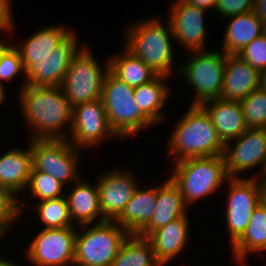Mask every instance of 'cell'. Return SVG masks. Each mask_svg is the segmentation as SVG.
<instances>
[{
  "mask_svg": "<svg viewBox=\"0 0 266 266\" xmlns=\"http://www.w3.org/2000/svg\"><path fill=\"white\" fill-rule=\"evenodd\" d=\"M18 93L19 108L32 131L29 140L68 139L73 107L61 86L24 85ZM67 127V128H66Z\"/></svg>",
  "mask_w": 266,
  "mask_h": 266,
  "instance_id": "cell-1",
  "label": "cell"
},
{
  "mask_svg": "<svg viewBox=\"0 0 266 266\" xmlns=\"http://www.w3.org/2000/svg\"><path fill=\"white\" fill-rule=\"evenodd\" d=\"M161 16L135 21L126 29L124 45L157 75L169 77L179 70L173 61V31L170 22L165 25ZM164 24V25H163ZM175 63L177 66H175ZM176 68V69H175Z\"/></svg>",
  "mask_w": 266,
  "mask_h": 266,
  "instance_id": "cell-2",
  "label": "cell"
},
{
  "mask_svg": "<svg viewBox=\"0 0 266 266\" xmlns=\"http://www.w3.org/2000/svg\"><path fill=\"white\" fill-rule=\"evenodd\" d=\"M180 118L166 145L174 163L187 158L223 155L225 143L201 105H190Z\"/></svg>",
  "mask_w": 266,
  "mask_h": 266,
  "instance_id": "cell-3",
  "label": "cell"
},
{
  "mask_svg": "<svg viewBox=\"0 0 266 266\" xmlns=\"http://www.w3.org/2000/svg\"><path fill=\"white\" fill-rule=\"evenodd\" d=\"M173 167L169 178L179 188L188 207L214 194L229 179L223 155L187 158L175 162Z\"/></svg>",
  "mask_w": 266,
  "mask_h": 266,
  "instance_id": "cell-4",
  "label": "cell"
},
{
  "mask_svg": "<svg viewBox=\"0 0 266 266\" xmlns=\"http://www.w3.org/2000/svg\"><path fill=\"white\" fill-rule=\"evenodd\" d=\"M108 123L115 134L129 138L155 125L141 110L134 97V88L107 73L101 96Z\"/></svg>",
  "mask_w": 266,
  "mask_h": 266,
  "instance_id": "cell-5",
  "label": "cell"
},
{
  "mask_svg": "<svg viewBox=\"0 0 266 266\" xmlns=\"http://www.w3.org/2000/svg\"><path fill=\"white\" fill-rule=\"evenodd\" d=\"M79 227L85 228V231L80 232ZM128 235L129 233L116 221L106 220L97 224L78 226L74 266H111Z\"/></svg>",
  "mask_w": 266,
  "mask_h": 266,
  "instance_id": "cell-6",
  "label": "cell"
},
{
  "mask_svg": "<svg viewBox=\"0 0 266 266\" xmlns=\"http://www.w3.org/2000/svg\"><path fill=\"white\" fill-rule=\"evenodd\" d=\"M184 64L179 63V76L192 88L195 95L190 105H202L204 102L219 99L223 85L226 54L213 50L190 51ZM194 53V54H193ZM189 58V59H188ZM187 60V61H186Z\"/></svg>",
  "mask_w": 266,
  "mask_h": 266,
  "instance_id": "cell-7",
  "label": "cell"
},
{
  "mask_svg": "<svg viewBox=\"0 0 266 266\" xmlns=\"http://www.w3.org/2000/svg\"><path fill=\"white\" fill-rule=\"evenodd\" d=\"M106 60L102 67L88 45L73 58L61 86L73 108L101 98L104 80L109 72V60Z\"/></svg>",
  "mask_w": 266,
  "mask_h": 266,
  "instance_id": "cell-8",
  "label": "cell"
},
{
  "mask_svg": "<svg viewBox=\"0 0 266 266\" xmlns=\"http://www.w3.org/2000/svg\"><path fill=\"white\" fill-rule=\"evenodd\" d=\"M31 147L32 167L61 182L73 184L81 178L80 153L68 139L27 140ZM80 159V160H79Z\"/></svg>",
  "mask_w": 266,
  "mask_h": 266,
  "instance_id": "cell-9",
  "label": "cell"
},
{
  "mask_svg": "<svg viewBox=\"0 0 266 266\" xmlns=\"http://www.w3.org/2000/svg\"><path fill=\"white\" fill-rule=\"evenodd\" d=\"M76 32H72L50 54L43 57H21L24 67V85L62 86L66 72L73 58L86 44H79ZM79 46V47H78Z\"/></svg>",
  "mask_w": 266,
  "mask_h": 266,
  "instance_id": "cell-10",
  "label": "cell"
},
{
  "mask_svg": "<svg viewBox=\"0 0 266 266\" xmlns=\"http://www.w3.org/2000/svg\"><path fill=\"white\" fill-rule=\"evenodd\" d=\"M225 225L230 247L246 231L253 211L262 202L259 178H229L227 180Z\"/></svg>",
  "mask_w": 266,
  "mask_h": 266,
  "instance_id": "cell-11",
  "label": "cell"
},
{
  "mask_svg": "<svg viewBox=\"0 0 266 266\" xmlns=\"http://www.w3.org/2000/svg\"><path fill=\"white\" fill-rule=\"evenodd\" d=\"M77 227L42 228L27 243L25 258L34 266H74Z\"/></svg>",
  "mask_w": 266,
  "mask_h": 266,
  "instance_id": "cell-12",
  "label": "cell"
},
{
  "mask_svg": "<svg viewBox=\"0 0 266 266\" xmlns=\"http://www.w3.org/2000/svg\"><path fill=\"white\" fill-rule=\"evenodd\" d=\"M223 156L229 178H242L247 170L257 166H261L259 174L250 178H261L266 174V129L248 128L225 143Z\"/></svg>",
  "mask_w": 266,
  "mask_h": 266,
  "instance_id": "cell-13",
  "label": "cell"
},
{
  "mask_svg": "<svg viewBox=\"0 0 266 266\" xmlns=\"http://www.w3.org/2000/svg\"><path fill=\"white\" fill-rule=\"evenodd\" d=\"M120 139L108 123L102 99L86 102L73 108V120L68 140L80 150L91 149L107 138Z\"/></svg>",
  "mask_w": 266,
  "mask_h": 266,
  "instance_id": "cell-14",
  "label": "cell"
},
{
  "mask_svg": "<svg viewBox=\"0 0 266 266\" xmlns=\"http://www.w3.org/2000/svg\"><path fill=\"white\" fill-rule=\"evenodd\" d=\"M173 1L168 8L167 20L172 27L174 42L176 40L178 45L188 52L206 50V10L191 6L182 0Z\"/></svg>",
  "mask_w": 266,
  "mask_h": 266,
  "instance_id": "cell-15",
  "label": "cell"
},
{
  "mask_svg": "<svg viewBox=\"0 0 266 266\" xmlns=\"http://www.w3.org/2000/svg\"><path fill=\"white\" fill-rule=\"evenodd\" d=\"M128 170L115 168L97 178L99 205L105 220L115 221L139 186L137 176ZM99 179V180H98Z\"/></svg>",
  "mask_w": 266,
  "mask_h": 266,
  "instance_id": "cell-16",
  "label": "cell"
},
{
  "mask_svg": "<svg viewBox=\"0 0 266 266\" xmlns=\"http://www.w3.org/2000/svg\"><path fill=\"white\" fill-rule=\"evenodd\" d=\"M261 72L237 54H226L220 99L241 101L260 88Z\"/></svg>",
  "mask_w": 266,
  "mask_h": 266,
  "instance_id": "cell-17",
  "label": "cell"
},
{
  "mask_svg": "<svg viewBox=\"0 0 266 266\" xmlns=\"http://www.w3.org/2000/svg\"><path fill=\"white\" fill-rule=\"evenodd\" d=\"M82 178L72 184L70 193L65 194L72 223L80 226L106 221L99 205L97 183L90 185L89 181Z\"/></svg>",
  "mask_w": 266,
  "mask_h": 266,
  "instance_id": "cell-18",
  "label": "cell"
},
{
  "mask_svg": "<svg viewBox=\"0 0 266 266\" xmlns=\"http://www.w3.org/2000/svg\"><path fill=\"white\" fill-rule=\"evenodd\" d=\"M189 214L154 231L148 239L152 242L157 260L162 266L178 258L190 238Z\"/></svg>",
  "mask_w": 266,
  "mask_h": 266,
  "instance_id": "cell-19",
  "label": "cell"
},
{
  "mask_svg": "<svg viewBox=\"0 0 266 266\" xmlns=\"http://www.w3.org/2000/svg\"><path fill=\"white\" fill-rule=\"evenodd\" d=\"M179 188L168 178L157 187V204L151 221L138 233L148 238L154 231L188 213Z\"/></svg>",
  "mask_w": 266,
  "mask_h": 266,
  "instance_id": "cell-20",
  "label": "cell"
},
{
  "mask_svg": "<svg viewBox=\"0 0 266 266\" xmlns=\"http://www.w3.org/2000/svg\"><path fill=\"white\" fill-rule=\"evenodd\" d=\"M25 149L13 147L0 156V187L9 189L15 196L27 190L32 168L31 147L27 141Z\"/></svg>",
  "mask_w": 266,
  "mask_h": 266,
  "instance_id": "cell-21",
  "label": "cell"
},
{
  "mask_svg": "<svg viewBox=\"0 0 266 266\" xmlns=\"http://www.w3.org/2000/svg\"><path fill=\"white\" fill-rule=\"evenodd\" d=\"M210 115L219 137L226 143L248 129L240 101L213 99L201 105Z\"/></svg>",
  "mask_w": 266,
  "mask_h": 266,
  "instance_id": "cell-22",
  "label": "cell"
},
{
  "mask_svg": "<svg viewBox=\"0 0 266 266\" xmlns=\"http://www.w3.org/2000/svg\"><path fill=\"white\" fill-rule=\"evenodd\" d=\"M156 204L157 187L144 189L138 186L115 221L129 234H138L151 221Z\"/></svg>",
  "mask_w": 266,
  "mask_h": 266,
  "instance_id": "cell-23",
  "label": "cell"
},
{
  "mask_svg": "<svg viewBox=\"0 0 266 266\" xmlns=\"http://www.w3.org/2000/svg\"><path fill=\"white\" fill-rule=\"evenodd\" d=\"M231 248L237 266H246L250 253L263 256L266 251V205L263 202L253 211L246 231Z\"/></svg>",
  "mask_w": 266,
  "mask_h": 266,
  "instance_id": "cell-24",
  "label": "cell"
},
{
  "mask_svg": "<svg viewBox=\"0 0 266 266\" xmlns=\"http://www.w3.org/2000/svg\"><path fill=\"white\" fill-rule=\"evenodd\" d=\"M227 24L221 47L225 54L240 53L245 46L262 35L261 20L252 11L229 17Z\"/></svg>",
  "mask_w": 266,
  "mask_h": 266,
  "instance_id": "cell-25",
  "label": "cell"
},
{
  "mask_svg": "<svg viewBox=\"0 0 266 266\" xmlns=\"http://www.w3.org/2000/svg\"><path fill=\"white\" fill-rule=\"evenodd\" d=\"M169 77L157 75L148 83L134 88L135 101L142 112L155 124L162 123L167 118L163 113L165 105L170 100L171 89L167 86ZM164 119V120H163Z\"/></svg>",
  "mask_w": 266,
  "mask_h": 266,
  "instance_id": "cell-26",
  "label": "cell"
},
{
  "mask_svg": "<svg viewBox=\"0 0 266 266\" xmlns=\"http://www.w3.org/2000/svg\"><path fill=\"white\" fill-rule=\"evenodd\" d=\"M123 52L108 56L109 71L127 85L135 88L153 80L154 73L142 59L135 56L123 45Z\"/></svg>",
  "mask_w": 266,
  "mask_h": 266,
  "instance_id": "cell-27",
  "label": "cell"
},
{
  "mask_svg": "<svg viewBox=\"0 0 266 266\" xmlns=\"http://www.w3.org/2000/svg\"><path fill=\"white\" fill-rule=\"evenodd\" d=\"M66 28V25H51L40 28L34 34H30L23 43H13L18 49L20 57H43L52 52L60 45L74 30Z\"/></svg>",
  "mask_w": 266,
  "mask_h": 266,
  "instance_id": "cell-28",
  "label": "cell"
},
{
  "mask_svg": "<svg viewBox=\"0 0 266 266\" xmlns=\"http://www.w3.org/2000/svg\"><path fill=\"white\" fill-rule=\"evenodd\" d=\"M111 266H162L157 260L152 242L138 234H129Z\"/></svg>",
  "mask_w": 266,
  "mask_h": 266,
  "instance_id": "cell-29",
  "label": "cell"
},
{
  "mask_svg": "<svg viewBox=\"0 0 266 266\" xmlns=\"http://www.w3.org/2000/svg\"><path fill=\"white\" fill-rule=\"evenodd\" d=\"M31 207L36 209L37 218L43 224V228L77 227L71 221L65 196L44 200L35 205L32 204Z\"/></svg>",
  "mask_w": 266,
  "mask_h": 266,
  "instance_id": "cell-30",
  "label": "cell"
},
{
  "mask_svg": "<svg viewBox=\"0 0 266 266\" xmlns=\"http://www.w3.org/2000/svg\"><path fill=\"white\" fill-rule=\"evenodd\" d=\"M64 188L65 185L51 175L37 171L33 167L31 168L27 191L30 190L29 192L31 193H29V196L37 199L36 202L57 199L65 196Z\"/></svg>",
  "mask_w": 266,
  "mask_h": 266,
  "instance_id": "cell-31",
  "label": "cell"
},
{
  "mask_svg": "<svg viewBox=\"0 0 266 266\" xmlns=\"http://www.w3.org/2000/svg\"><path fill=\"white\" fill-rule=\"evenodd\" d=\"M240 103L247 127L266 129V90L258 88Z\"/></svg>",
  "mask_w": 266,
  "mask_h": 266,
  "instance_id": "cell-32",
  "label": "cell"
},
{
  "mask_svg": "<svg viewBox=\"0 0 266 266\" xmlns=\"http://www.w3.org/2000/svg\"><path fill=\"white\" fill-rule=\"evenodd\" d=\"M21 203V204H20ZM30 207L15 196L9 189L0 187V231L5 232L14 227V223L25 211L23 207Z\"/></svg>",
  "mask_w": 266,
  "mask_h": 266,
  "instance_id": "cell-33",
  "label": "cell"
},
{
  "mask_svg": "<svg viewBox=\"0 0 266 266\" xmlns=\"http://www.w3.org/2000/svg\"><path fill=\"white\" fill-rule=\"evenodd\" d=\"M20 73L24 77V67L20 53L12 41L0 55V85L4 86L5 81L11 82L17 75H21Z\"/></svg>",
  "mask_w": 266,
  "mask_h": 266,
  "instance_id": "cell-34",
  "label": "cell"
},
{
  "mask_svg": "<svg viewBox=\"0 0 266 266\" xmlns=\"http://www.w3.org/2000/svg\"><path fill=\"white\" fill-rule=\"evenodd\" d=\"M237 55L260 72L266 69V37L260 35L255 38Z\"/></svg>",
  "mask_w": 266,
  "mask_h": 266,
  "instance_id": "cell-35",
  "label": "cell"
},
{
  "mask_svg": "<svg viewBox=\"0 0 266 266\" xmlns=\"http://www.w3.org/2000/svg\"><path fill=\"white\" fill-rule=\"evenodd\" d=\"M253 0H217L214 12L225 20L231 16L252 11Z\"/></svg>",
  "mask_w": 266,
  "mask_h": 266,
  "instance_id": "cell-36",
  "label": "cell"
},
{
  "mask_svg": "<svg viewBox=\"0 0 266 266\" xmlns=\"http://www.w3.org/2000/svg\"><path fill=\"white\" fill-rule=\"evenodd\" d=\"M11 0H0V31L10 34L16 26L13 18Z\"/></svg>",
  "mask_w": 266,
  "mask_h": 266,
  "instance_id": "cell-37",
  "label": "cell"
},
{
  "mask_svg": "<svg viewBox=\"0 0 266 266\" xmlns=\"http://www.w3.org/2000/svg\"><path fill=\"white\" fill-rule=\"evenodd\" d=\"M183 2L191 5V6H196L198 8L204 9L206 11L215 10L217 0H182Z\"/></svg>",
  "mask_w": 266,
  "mask_h": 266,
  "instance_id": "cell-38",
  "label": "cell"
},
{
  "mask_svg": "<svg viewBox=\"0 0 266 266\" xmlns=\"http://www.w3.org/2000/svg\"><path fill=\"white\" fill-rule=\"evenodd\" d=\"M252 12L260 20L266 18V0H253Z\"/></svg>",
  "mask_w": 266,
  "mask_h": 266,
  "instance_id": "cell-39",
  "label": "cell"
},
{
  "mask_svg": "<svg viewBox=\"0 0 266 266\" xmlns=\"http://www.w3.org/2000/svg\"><path fill=\"white\" fill-rule=\"evenodd\" d=\"M261 183L262 202L266 205V174L259 178Z\"/></svg>",
  "mask_w": 266,
  "mask_h": 266,
  "instance_id": "cell-40",
  "label": "cell"
},
{
  "mask_svg": "<svg viewBox=\"0 0 266 266\" xmlns=\"http://www.w3.org/2000/svg\"><path fill=\"white\" fill-rule=\"evenodd\" d=\"M2 256V255H0ZM16 263L13 262V260H10L8 258H2L0 257V266H18V265H15Z\"/></svg>",
  "mask_w": 266,
  "mask_h": 266,
  "instance_id": "cell-41",
  "label": "cell"
},
{
  "mask_svg": "<svg viewBox=\"0 0 266 266\" xmlns=\"http://www.w3.org/2000/svg\"><path fill=\"white\" fill-rule=\"evenodd\" d=\"M260 88L266 90V69L261 71Z\"/></svg>",
  "mask_w": 266,
  "mask_h": 266,
  "instance_id": "cell-42",
  "label": "cell"
},
{
  "mask_svg": "<svg viewBox=\"0 0 266 266\" xmlns=\"http://www.w3.org/2000/svg\"><path fill=\"white\" fill-rule=\"evenodd\" d=\"M0 55L4 51V49L12 42V40L6 41V39H3L2 37L0 38Z\"/></svg>",
  "mask_w": 266,
  "mask_h": 266,
  "instance_id": "cell-43",
  "label": "cell"
},
{
  "mask_svg": "<svg viewBox=\"0 0 266 266\" xmlns=\"http://www.w3.org/2000/svg\"><path fill=\"white\" fill-rule=\"evenodd\" d=\"M5 86L0 85V106L2 105L3 102H5L6 99V90H5Z\"/></svg>",
  "mask_w": 266,
  "mask_h": 266,
  "instance_id": "cell-44",
  "label": "cell"
},
{
  "mask_svg": "<svg viewBox=\"0 0 266 266\" xmlns=\"http://www.w3.org/2000/svg\"><path fill=\"white\" fill-rule=\"evenodd\" d=\"M261 27H262V35L266 37V18L261 20Z\"/></svg>",
  "mask_w": 266,
  "mask_h": 266,
  "instance_id": "cell-45",
  "label": "cell"
},
{
  "mask_svg": "<svg viewBox=\"0 0 266 266\" xmlns=\"http://www.w3.org/2000/svg\"><path fill=\"white\" fill-rule=\"evenodd\" d=\"M3 236H5V232L0 231V242L2 241V238L4 239ZM0 245H1V244H0Z\"/></svg>",
  "mask_w": 266,
  "mask_h": 266,
  "instance_id": "cell-46",
  "label": "cell"
}]
</instances>
